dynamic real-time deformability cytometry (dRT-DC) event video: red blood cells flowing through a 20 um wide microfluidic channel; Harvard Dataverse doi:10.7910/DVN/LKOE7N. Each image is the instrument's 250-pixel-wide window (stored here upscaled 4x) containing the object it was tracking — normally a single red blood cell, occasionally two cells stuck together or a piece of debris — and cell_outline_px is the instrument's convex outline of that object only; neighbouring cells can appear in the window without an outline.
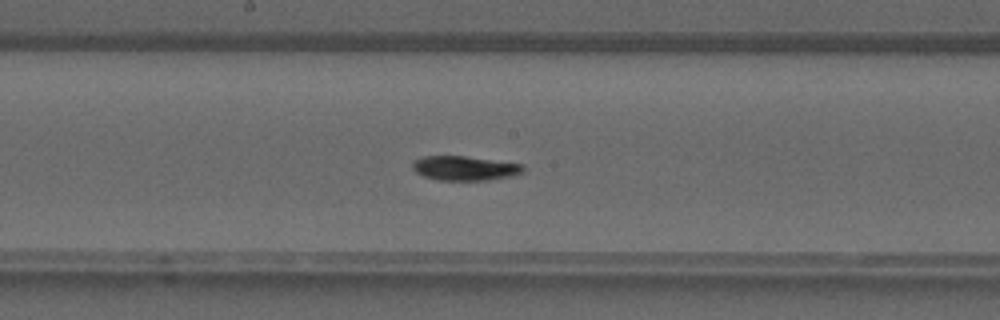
{"species": "common noctule bat (a hibernating species)", "species_latin": "Nyctalus noctula", "temperature_condition": "warm", "stored_images_in_passage": 41, "camera_frame_rate_fps": 3000, "um_per_image_px": 0.085, "animal": {"sex": "male", "forearm_length_mm": 52.5}, "frame": {"image": 1, "passage_image": 23, "time_ms": 7.333, "image_size_px": [1000, 320], "cell_outline_px": [[524, 172], [516, 176], [488, 180], [436, 180], [424, 176], [416, 172], [412, 168], [412, 164], [416, 160], [424, 156], [464, 156], [524, 164]], "centroid_in_image_um": [39.56, 14.3], "position_along_channel_um": 208.6, "area_um2": 15.84}}
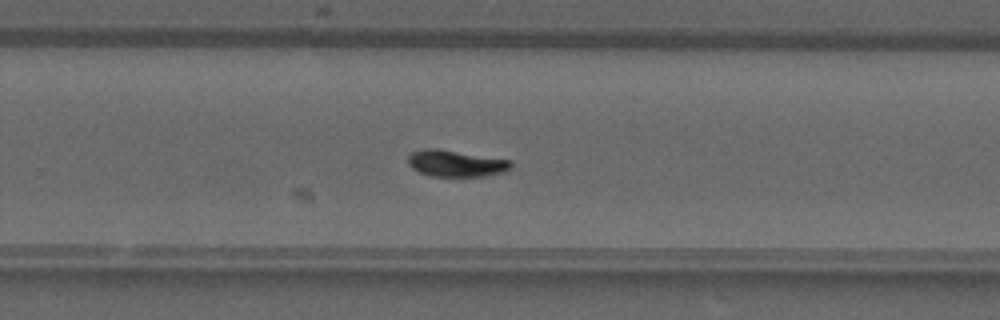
{"frame": {"image": 2, "passage_image": 28, "time_ms": 9.0, "image_size_px": [1000, 320], "cell_outline_px": [[512, 168], [504, 172], [484, 176], [428, 176], [412, 168], [408, 164], [408, 156], [412, 152], [424, 148], [436, 148], [512, 160]], "centroid_in_image_um": [38.76, 13.89], "position_along_channel_um": 291.0, "area_um2": 16.01}}
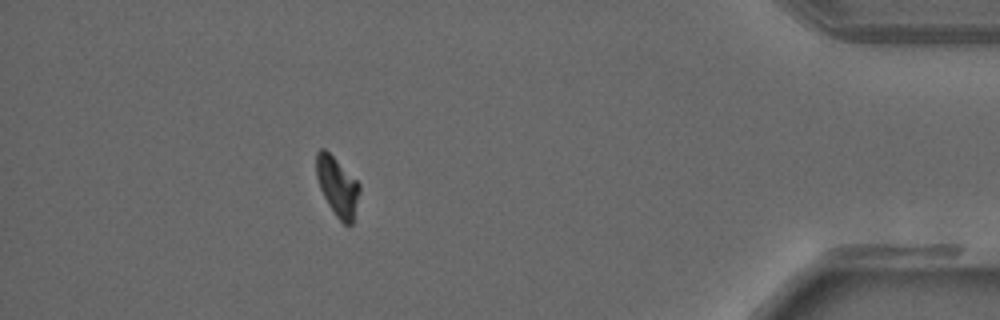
{"frame": {"image": 3, "passage_image": 38, "time_ms": 12.333, "image_size_px": [1000, 320], "cell_outline_px": [[360, 188], [352, 224], [344, 224], [336, 216], [328, 204], [320, 188], [316, 176], [316, 152], [320, 148], [324, 148], [360, 184]], "centroid_in_image_um": [28.65, 15.84], "position_along_channel_um": 406.5, "area_um2": 14.51}}